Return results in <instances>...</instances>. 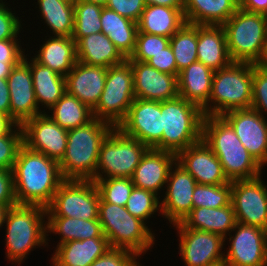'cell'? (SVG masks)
<instances>
[{"instance_id": "27", "label": "cell", "mask_w": 267, "mask_h": 266, "mask_svg": "<svg viewBox=\"0 0 267 266\" xmlns=\"http://www.w3.org/2000/svg\"><path fill=\"white\" fill-rule=\"evenodd\" d=\"M214 71L201 62L190 64L179 72L178 96L201 109L209 102Z\"/></svg>"}, {"instance_id": "53", "label": "cell", "mask_w": 267, "mask_h": 266, "mask_svg": "<svg viewBox=\"0 0 267 266\" xmlns=\"http://www.w3.org/2000/svg\"><path fill=\"white\" fill-rule=\"evenodd\" d=\"M145 5L184 8V0H144Z\"/></svg>"}, {"instance_id": "14", "label": "cell", "mask_w": 267, "mask_h": 266, "mask_svg": "<svg viewBox=\"0 0 267 266\" xmlns=\"http://www.w3.org/2000/svg\"><path fill=\"white\" fill-rule=\"evenodd\" d=\"M118 128L149 148L162 150L161 101L135 98Z\"/></svg>"}, {"instance_id": "45", "label": "cell", "mask_w": 267, "mask_h": 266, "mask_svg": "<svg viewBox=\"0 0 267 266\" xmlns=\"http://www.w3.org/2000/svg\"><path fill=\"white\" fill-rule=\"evenodd\" d=\"M136 253L124 248H110L90 266H141Z\"/></svg>"}, {"instance_id": "22", "label": "cell", "mask_w": 267, "mask_h": 266, "mask_svg": "<svg viewBox=\"0 0 267 266\" xmlns=\"http://www.w3.org/2000/svg\"><path fill=\"white\" fill-rule=\"evenodd\" d=\"M175 162V153L149 148L131 178L134 187L151 191L159 196L161 193L159 191L166 187L170 169Z\"/></svg>"}, {"instance_id": "51", "label": "cell", "mask_w": 267, "mask_h": 266, "mask_svg": "<svg viewBox=\"0 0 267 266\" xmlns=\"http://www.w3.org/2000/svg\"><path fill=\"white\" fill-rule=\"evenodd\" d=\"M0 113L10 122V93L7 79H0Z\"/></svg>"}, {"instance_id": "20", "label": "cell", "mask_w": 267, "mask_h": 266, "mask_svg": "<svg viewBox=\"0 0 267 266\" xmlns=\"http://www.w3.org/2000/svg\"><path fill=\"white\" fill-rule=\"evenodd\" d=\"M176 162L199 184L220 185L230 182L218 157L203 139L179 151L176 154Z\"/></svg>"}, {"instance_id": "8", "label": "cell", "mask_w": 267, "mask_h": 266, "mask_svg": "<svg viewBox=\"0 0 267 266\" xmlns=\"http://www.w3.org/2000/svg\"><path fill=\"white\" fill-rule=\"evenodd\" d=\"M222 26L231 60L254 64L267 38L266 15L238 8Z\"/></svg>"}, {"instance_id": "37", "label": "cell", "mask_w": 267, "mask_h": 266, "mask_svg": "<svg viewBox=\"0 0 267 266\" xmlns=\"http://www.w3.org/2000/svg\"><path fill=\"white\" fill-rule=\"evenodd\" d=\"M198 25L185 22L171 36L170 46L179 72L190 64L197 62Z\"/></svg>"}, {"instance_id": "11", "label": "cell", "mask_w": 267, "mask_h": 266, "mask_svg": "<svg viewBox=\"0 0 267 266\" xmlns=\"http://www.w3.org/2000/svg\"><path fill=\"white\" fill-rule=\"evenodd\" d=\"M99 203V191L93 180H64L46 208V216L99 219Z\"/></svg>"}, {"instance_id": "41", "label": "cell", "mask_w": 267, "mask_h": 266, "mask_svg": "<svg viewBox=\"0 0 267 266\" xmlns=\"http://www.w3.org/2000/svg\"><path fill=\"white\" fill-rule=\"evenodd\" d=\"M100 198L107 203L125 207L134 187L131 178H103L94 180Z\"/></svg>"}, {"instance_id": "17", "label": "cell", "mask_w": 267, "mask_h": 266, "mask_svg": "<svg viewBox=\"0 0 267 266\" xmlns=\"http://www.w3.org/2000/svg\"><path fill=\"white\" fill-rule=\"evenodd\" d=\"M29 56L13 67L7 78L10 93V123L22 125L25 121L45 113L38 108L32 73L29 67Z\"/></svg>"}, {"instance_id": "16", "label": "cell", "mask_w": 267, "mask_h": 266, "mask_svg": "<svg viewBox=\"0 0 267 266\" xmlns=\"http://www.w3.org/2000/svg\"><path fill=\"white\" fill-rule=\"evenodd\" d=\"M21 128L24 146L58 162L62 160L66 152L68 130L54 122L47 112L25 121Z\"/></svg>"}, {"instance_id": "15", "label": "cell", "mask_w": 267, "mask_h": 266, "mask_svg": "<svg viewBox=\"0 0 267 266\" xmlns=\"http://www.w3.org/2000/svg\"><path fill=\"white\" fill-rule=\"evenodd\" d=\"M179 235V255L186 266H221L224 264L225 239L212 232L187 229L174 224Z\"/></svg>"}, {"instance_id": "33", "label": "cell", "mask_w": 267, "mask_h": 266, "mask_svg": "<svg viewBox=\"0 0 267 266\" xmlns=\"http://www.w3.org/2000/svg\"><path fill=\"white\" fill-rule=\"evenodd\" d=\"M29 67L38 108L40 109L42 104V109L46 107L45 109L49 110L66 93V79L49 67L36 62L32 57Z\"/></svg>"}, {"instance_id": "12", "label": "cell", "mask_w": 267, "mask_h": 266, "mask_svg": "<svg viewBox=\"0 0 267 266\" xmlns=\"http://www.w3.org/2000/svg\"><path fill=\"white\" fill-rule=\"evenodd\" d=\"M231 203L238 223L267 230V185L262 175L231 181Z\"/></svg>"}, {"instance_id": "19", "label": "cell", "mask_w": 267, "mask_h": 266, "mask_svg": "<svg viewBox=\"0 0 267 266\" xmlns=\"http://www.w3.org/2000/svg\"><path fill=\"white\" fill-rule=\"evenodd\" d=\"M196 184L193 176L175 162L168 175L165 195H162L164 199L161 200V215L171 225L181 223L193 209Z\"/></svg>"}, {"instance_id": "2", "label": "cell", "mask_w": 267, "mask_h": 266, "mask_svg": "<svg viewBox=\"0 0 267 266\" xmlns=\"http://www.w3.org/2000/svg\"><path fill=\"white\" fill-rule=\"evenodd\" d=\"M202 139L218 157L229 181L253 179L262 174L263 167L222 116H204Z\"/></svg>"}, {"instance_id": "50", "label": "cell", "mask_w": 267, "mask_h": 266, "mask_svg": "<svg viewBox=\"0 0 267 266\" xmlns=\"http://www.w3.org/2000/svg\"><path fill=\"white\" fill-rule=\"evenodd\" d=\"M20 42L18 39L1 40L0 61H21L26 53Z\"/></svg>"}, {"instance_id": "13", "label": "cell", "mask_w": 267, "mask_h": 266, "mask_svg": "<svg viewBox=\"0 0 267 266\" xmlns=\"http://www.w3.org/2000/svg\"><path fill=\"white\" fill-rule=\"evenodd\" d=\"M228 236L224 266H267V230L237 222Z\"/></svg>"}, {"instance_id": "36", "label": "cell", "mask_w": 267, "mask_h": 266, "mask_svg": "<svg viewBox=\"0 0 267 266\" xmlns=\"http://www.w3.org/2000/svg\"><path fill=\"white\" fill-rule=\"evenodd\" d=\"M48 116L66 130L87 124L93 119L92 110L67 92L48 110Z\"/></svg>"}, {"instance_id": "42", "label": "cell", "mask_w": 267, "mask_h": 266, "mask_svg": "<svg viewBox=\"0 0 267 266\" xmlns=\"http://www.w3.org/2000/svg\"><path fill=\"white\" fill-rule=\"evenodd\" d=\"M23 145L21 125L11 124L0 132V169L12 170L18 151Z\"/></svg>"}, {"instance_id": "43", "label": "cell", "mask_w": 267, "mask_h": 266, "mask_svg": "<svg viewBox=\"0 0 267 266\" xmlns=\"http://www.w3.org/2000/svg\"><path fill=\"white\" fill-rule=\"evenodd\" d=\"M170 44V38L137 32L135 49L129 61L147 62L151 57L158 54Z\"/></svg>"}, {"instance_id": "34", "label": "cell", "mask_w": 267, "mask_h": 266, "mask_svg": "<svg viewBox=\"0 0 267 266\" xmlns=\"http://www.w3.org/2000/svg\"><path fill=\"white\" fill-rule=\"evenodd\" d=\"M48 233L60 236L57 245L104 235L99 219L84 220L71 217H46V237L49 236Z\"/></svg>"}, {"instance_id": "10", "label": "cell", "mask_w": 267, "mask_h": 266, "mask_svg": "<svg viewBox=\"0 0 267 266\" xmlns=\"http://www.w3.org/2000/svg\"><path fill=\"white\" fill-rule=\"evenodd\" d=\"M134 99L132 66L131 62L125 59L122 63L107 68L103 92L92 110L93 118L118 127L126 118Z\"/></svg>"}, {"instance_id": "56", "label": "cell", "mask_w": 267, "mask_h": 266, "mask_svg": "<svg viewBox=\"0 0 267 266\" xmlns=\"http://www.w3.org/2000/svg\"><path fill=\"white\" fill-rule=\"evenodd\" d=\"M14 205H0V228L4 226L5 217L9 208Z\"/></svg>"}, {"instance_id": "30", "label": "cell", "mask_w": 267, "mask_h": 266, "mask_svg": "<svg viewBox=\"0 0 267 266\" xmlns=\"http://www.w3.org/2000/svg\"><path fill=\"white\" fill-rule=\"evenodd\" d=\"M76 49L77 61L90 66L109 68L125 60L113 42L102 32L82 37L76 43Z\"/></svg>"}, {"instance_id": "21", "label": "cell", "mask_w": 267, "mask_h": 266, "mask_svg": "<svg viewBox=\"0 0 267 266\" xmlns=\"http://www.w3.org/2000/svg\"><path fill=\"white\" fill-rule=\"evenodd\" d=\"M133 72L135 98L166 101L178 96L175 75L162 73L147 62L130 61Z\"/></svg>"}, {"instance_id": "9", "label": "cell", "mask_w": 267, "mask_h": 266, "mask_svg": "<svg viewBox=\"0 0 267 266\" xmlns=\"http://www.w3.org/2000/svg\"><path fill=\"white\" fill-rule=\"evenodd\" d=\"M148 146L114 127L102 142L96 179L132 178Z\"/></svg>"}, {"instance_id": "6", "label": "cell", "mask_w": 267, "mask_h": 266, "mask_svg": "<svg viewBox=\"0 0 267 266\" xmlns=\"http://www.w3.org/2000/svg\"><path fill=\"white\" fill-rule=\"evenodd\" d=\"M99 221L112 248H124L140 257L154 246L156 234L152 233L147 223L133 217L126 207L104 202L100 198Z\"/></svg>"}, {"instance_id": "24", "label": "cell", "mask_w": 267, "mask_h": 266, "mask_svg": "<svg viewBox=\"0 0 267 266\" xmlns=\"http://www.w3.org/2000/svg\"><path fill=\"white\" fill-rule=\"evenodd\" d=\"M51 266H90L111 247L105 235L82 241L72 240L56 245Z\"/></svg>"}, {"instance_id": "55", "label": "cell", "mask_w": 267, "mask_h": 266, "mask_svg": "<svg viewBox=\"0 0 267 266\" xmlns=\"http://www.w3.org/2000/svg\"><path fill=\"white\" fill-rule=\"evenodd\" d=\"M254 66H257L258 68L267 70V38L266 41L262 47L261 54L257 61L254 63Z\"/></svg>"}, {"instance_id": "3", "label": "cell", "mask_w": 267, "mask_h": 266, "mask_svg": "<svg viewBox=\"0 0 267 266\" xmlns=\"http://www.w3.org/2000/svg\"><path fill=\"white\" fill-rule=\"evenodd\" d=\"M114 126L93 118L87 124L68 130L66 152L59 162L64 180H95L102 142Z\"/></svg>"}, {"instance_id": "52", "label": "cell", "mask_w": 267, "mask_h": 266, "mask_svg": "<svg viewBox=\"0 0 267 266\" xmlns=\"http://www.w3.org/2000/svg\"><path fill=\"white\" fill-rule=\"evenodd\" d=\"M239 8L267 15V0H239Z\"/></svg>"}, {"instance_id": "18", "label": "cell", "mask_w": 267, "mask_h": 266, "mask_svg": "<svg viewBox=\"0 0 267 266\" xmlns=\"http://www.w3.org/2000/svg\"><path fill=\"white\" fill-rule=\"evenodd\" d=\"M222 117L255 160L267 166V119L252 108L231 110Z\"/></svg>"}, {"instance_id": "49", "label": "cell", "mask_w": 267, "mask_h": 266, "mask_svg": "<svg viewBox=\"0 0 267 266\" xmlns=\"http://www.w3.org/2000/svg\"><path fill=\"white\" fill-rule=\"evenodd\" d=\"M12 170L0 169V205H16Z\"/></svg>"}, {"instance_id": "4", "label": "cell", "mask_w": 267, "mask_h": 266, "mask_svg": "<svg viewBox=\"0 0 267 266\" xmlns=\"http://www.w3.org/2000/svg\"><path fill=\"white\" fill-rule=\"evenodd\" d=\"M46 208L38 205L16 204L7 211L5 222L6 257L20 266L38 246L48 245L46 237Z\"/></svg>"}, {"instance_id": "28", "label": "cell", "mask_w": 267, "mask_h": 266, "mask_svg": "<svg viewBox=\"0 0 267 266\" xmlns=\"http://www.w3.org/2000/svg\"><path fill=\"white\" fill-rule=\"evenodd\" d=\"M239 0H184L185 21L195 25H223L238 10Z\"/></svg>"}, {"instance_id": "46", "label": "cell", "mask_w": 267, "mask_h": 266, "mask_svg": "<svg viewBox=\"0 0 267 266\" xmlns=\"http://www.w3.org/2000/svg\"><path fill=\"white\" fill-rule=\"evenodd\" d=\"M6 1L0 2V41L8 39H19V33H21V19L18 15L16 16L15 9L8 8ZM18 35V36H17Z\"/></svg>"}, {"instance_id": "5", "label": "cell", "mask_w": 267, "mask_h": 266, "mask_svg": "<svg viewBox=\"0 0 267 266\" xmlns=\"http://www.w3.org/2000/svg\"><path fill=\"white\" fill-rule=\"evenodd\" d=\"M253 63L232 62L214 71L209 102L202 108L204 116H222L252 104Z\"/></svg>"}, {"instance_id": "23", "label": "cell", "mask_w": 267, "mask_h": 266, "mask_svg": "<svg viewBox=\"0 0 267 266\" xmlns=\"http://www.w3.org/2000/svg\"><path fill=\"white\" fill-rule=\"evenodd\" d=\"M107 68L79 61L65 76L66 92L93 110L100 100L106 82Z\"/></svg>"}, {"instance_id": "35", "label": "cell", "mask_w": 267, "mask_h": 266, "mask_svg": "<svg viewBox=\"0 0 267 266\" xmlns=\"http://www.w3.org/2000/svg\"><path fill=\"white\" fill-rule=\"evenodd\" d=\"M41 21L54 36L71 37L74 29V1L37 0Z\"/></svg>"}, {"instance_id": "39", "label": "cell", "mask_w": 267, "mask_h": 266, "mask_svg": "<svg viewBox=\"0 0 267 266\" xmlns=\"http://www.w3.org/2000/svg\"><path fill=\"white\" fill-rule=\"evenodd\" d=\"M193 208H220L231 203V181L220 185L197 183L193 192Z\"/></svg>"}, {"instance_id": "58", "label": "cell", "mask_w": 267, "mask_h": 266, "mask_svg": "<svg viewBox=\"0 0 267 266\" xmlns=\"http://www.w3.org/2000/svg\"><path fill=\"white\" fill-rule=\"evenodd\" d=\"M83 1L90 2V3H95L97 5H101L102 7H105V5L108 2V0H83Z\"/></svg>"}, {"instance_id": "48", "label": "cell", "mask_w": 267, "mask_h": 266, "mask_svg": "<svg viewBox=\"0 0 267 266\" xmlns=\"http://www.w3.org/2000/svg\"><path fill=\"white\" fill-rule=\"evenodd\" d=\"M147 63L162 73L177 77V65L170 44L161 52L151 57Z\"/></svg>"}, {"instance_id": "47", "label": "cell", "mask_w": 267, "mask_h": 266, "mask_svg": "<svg viewBox=\"0 0 267 266\" xmlns=\"http://www.w3.org/2000/svg\"><path fill=\"white\" fill-rule=\"evenodd\" d=\"M105 7L137 23L145 3L144 0H108Z\"/></svg>"}, {"instance_id": "44", "label": "cell", "mask_w": 267, "mask_h": 266, "mask_svg": "<svg viewBox=\"0 0 267 266\" xmlns=\"http://www.w3.org/2000/svg\"><path fill=\"white\" fill-rule=\"evenodd\" d=\"M251 108L263 117L267 114V70L258 68L254 64Z\"/></svg>"}, {"instance_id": "57", "label": "cell", "mask_w": 267, "mask_h": 266, "mask_svg": "<svg viewBox=\"0 0 267 266\" xmlns=\"http://www.w3.org/2000/svg\"><path fill=\"white\" fill-rule=\"evenodd\" d=\"M11 123L0 113V132L6 130Z\"/></svg>"}, {"instance_id": "38", "label": "cell", "mask_w": 267, "mask_h": 266, "mask_svg": "<svg viewBox=\"0 0 267 266\" xmlns=\"http://www.w3.org/2000/svg\"><path fill=\"white\" fill-rule=\"evenodd\" d=\"M102 8L95 3L74 1V29L71 37L76 43L82 37L101 32Z\"/></svg>"}, {"instance_id": "54", "label": "cell", "mask_w": 267, "mask_h": 266, "mask_svg": "<svg viewBox=\"0 0 267 266\" xmlns=\"http://www.w3.org/2000/svg\"><path fill=\"white\" fill-rule=\"evenodd\" d=\"M20 61H0V79H7L11 70Z\"/></svg>"}, {"instance_id": "40", "label": "cell", "mask_w": 267, "mask_h": 266, "mask_svg": "<svg viewBox=\"0 0 267 266\" xmlns=\"http://www.w3.org/2000/svg\"><path fill=\"white\" fill-rule=\"evenodd\" d=\"M160 196L151 191L133 187L126 204V210L145 223L156 212L161 213Z\"/></svg>"}, {"instance_id": "26", "label": "cell", "mask_w": 267, "mask_h": 266, "mask_svg": "<svg viewBox=\"0 0 267 266\" xmlns=\"http://www.w3.org/2000/svg\"><path fill=\"white\" fill-rule=\"evenodd\" d=\"M43 42L32 58L65 77L77 62L76 42L72 37L53 35Z\"/></svg>"}, {"instance_id": "1", "label": "cell", "mask_w": 267, "mask_h": 266, "mask_svg": "<svg viewBox=\"0 0 267 266\" xmlns=\"http://www.w3.org/2000/svg\"><path fill=\"white\" fill-rule=\"evenodd\" d=\"M17 204L47 208L64 181L59 162L22 145L12 168Z\"/></svg>"}, {"instance_id": "32", "label": "cell", "mask_w": 267, "mask_h": 266, "mask_svg": "<svg viewBox=\"0 0 267 266\" xmlns=\"http://www.w3.org/2000/svg\"><path fill=\"white\" fill-rule=\"evenodd\" d=\"M101 32L108 36L120 54L128 59L135 49L137 23L106 7L100 17Z\"/></svg>"}, {"instance_id": "29", "label": "cell", "mask_w": 267, "mask_h": 266, "mask_svg": "<svg viewBox=\"0 0 267 266\" xmlns=\"http://www.w3.org/2000/svg\"><path fill=\"white\" fill-rule=\"evenodd\" d=\"M232 203L220 208H193L181 224L187 229L212 232L226 238L236 225Z\"/></svg>"}, {"instance_id": "31", "label": "cell", "mask_w": 267, "mask_h": 266, "mask_svg": "<svg viewBox=\"0 0 267 266\" xmlns=\"http://www.w3.org/2000/svg\"><path fill=\"white\" fill-rule=\"evenodd\" d=\"M183 9L145 5L141 17L137 22V32L171 38L186 22Z\"/></svg>"}, {"instance_id": "25", "label": "cell", "mask_w": 267, "mask_h": 266, "mask_svg": "<svg viewBox=\"0 0 267 266\" xmlns=\"http://www.w3.org/2000/svg\"><path fill=\"white\" fill-rule=\"evenodd\" d=\"M197 61L213 71L225 68L233 62L222 25H198Z\"/></svg>"}, {"instance_id": "7", "label": "cell", "mask_w": 267, "mask_h": 266, "mask_svg": "<svg viewBox=\"0 0 267 266\" xmlns=\"http://www.w3.org/2000/svg\"><path fill=\"white\" fill-rule=\"evenodd\" d=\"M162 150L177 154L202 139V109L180 96L161 101Z\"/></svg>"}]
</instances>
